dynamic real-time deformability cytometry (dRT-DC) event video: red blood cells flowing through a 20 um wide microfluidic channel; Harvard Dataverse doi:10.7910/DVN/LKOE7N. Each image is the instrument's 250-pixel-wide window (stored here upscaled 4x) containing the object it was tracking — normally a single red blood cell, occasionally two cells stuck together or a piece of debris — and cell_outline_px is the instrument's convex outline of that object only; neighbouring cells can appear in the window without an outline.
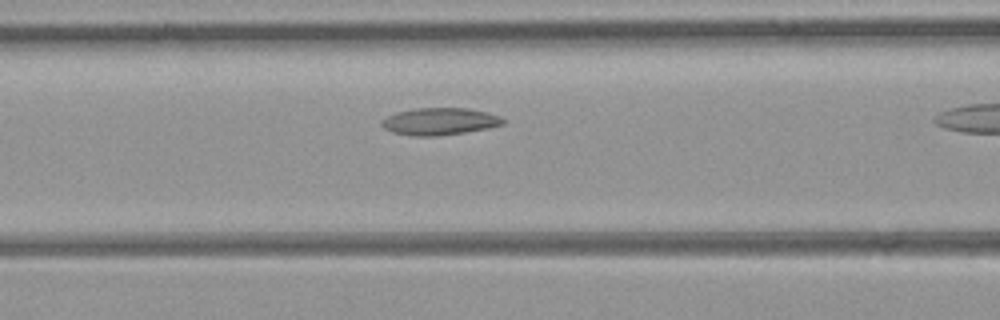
{"species": "common noctule bat (a hibernating species)", "species_latin": "Nyctalus noctula", "temperature_condition": "room temperature", "stored_images_in_passage": 28, "camera_frame_rate_fps": 3000, "um_per_image_px": 0.085, "animal": {"sex": "female", "body_mass_g": 21.9}, "frame": {"image": 1, "passage_image": 10, "time_ms": 3.0, "image_size_px": [1000, 320], "cell_outline_px": [[504, 124], [488, 128], [464, 132], [436, 136], [416, 136], [392, 132], [384, 128], [380, 124], [380, 120], [396, 112], [416, 108], [468, 108], [500, 116], [504, 120]], "centroid_in_image_um": [37.34, 10.32], "position_along_channel_um": 129.3, "area_um2": 19.07}}
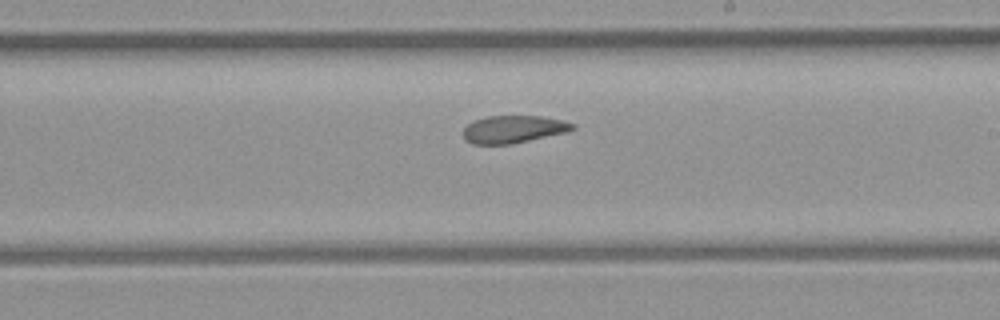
{"frame": {"image": 2, "passage_image": 18, "time_ms": 5.667, "image_size_px": [1000, 320], "cell_outline_px": [[576, 128], [568, 132], [512, 144], [472, 144], [464, 140], [464, 128], [468, 124], [476, 120], [488, 116], [540, 116], [564, 120], [576, 124]], "centroid_in_image_um": [43.69, 10.99], "position_along_channel_um": 245.3, "area_um2": 17.63}}
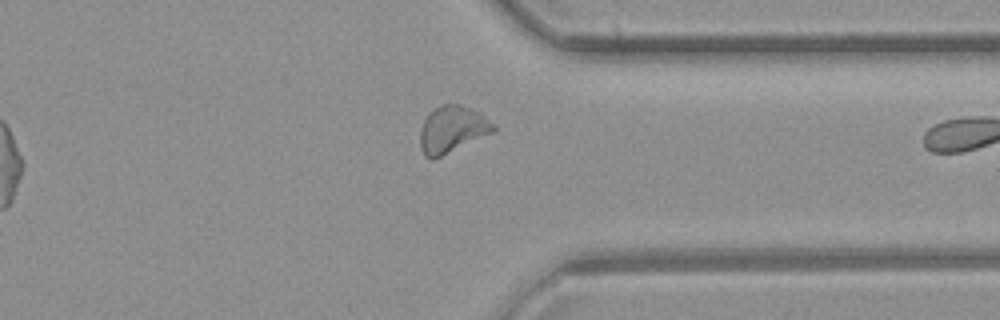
{"frame": {"image": 3, "passage_image": 27, "time_ms": 8.667, "image_size_px": [1000, 320], "cell_outline_px": [[496, 132], [432, 160], [424, 156], [420, 148], [420, 132], [424, 120], [428, 112], [444, 104], [460, 104], [472, 108], [480, 112], [496, 124]], "centroid_in_image_um": [38.48, 11.0], "position_along_channel_um": 372.9, "area_um2": 20.35}}